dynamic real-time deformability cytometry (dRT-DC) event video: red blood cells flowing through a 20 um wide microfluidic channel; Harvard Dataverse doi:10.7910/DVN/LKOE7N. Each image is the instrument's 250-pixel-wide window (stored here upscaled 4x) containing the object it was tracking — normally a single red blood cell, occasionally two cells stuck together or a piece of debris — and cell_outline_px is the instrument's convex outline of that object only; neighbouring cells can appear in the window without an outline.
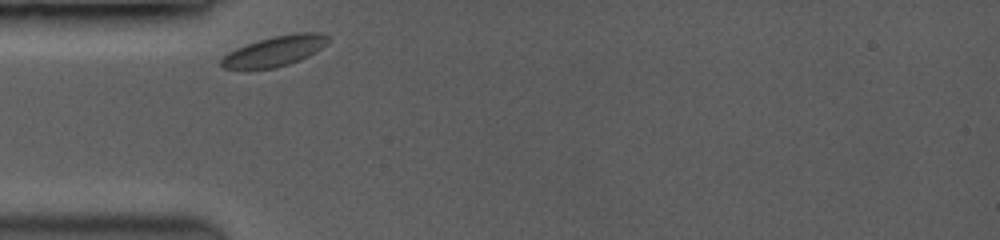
{"species": "common noctule bat (a hibernating species)", "species_latin": "Nyctalus noctula", "temperature_condition": "room temperature", "stored_images_in_passage": 6, "camera_frame_rate_fps": 3500, "um_per_image_px": 0.085, "animal": {"sex": "female", "body_mass_g": 19.0, "forearm_length_mm": 53.3}, "frame": {"image": 1, "passage_image": 1, "time_ms": 0.0, "image_size_px": [1000, 240], "cell_outline_px": [[332, 36], [328, 44], [316, 52], [300, 60], [276, 68], [244, 72], [224, 68], [220, 64], [220, 60], [228, 52], [236, 48], [260, 40], [276, 36], [296, 32], [320, 32]], "centroid_in_image_um": [23.35, 4.38], "position_along_channel_um": 61.6, "area_um2": 19.54}}
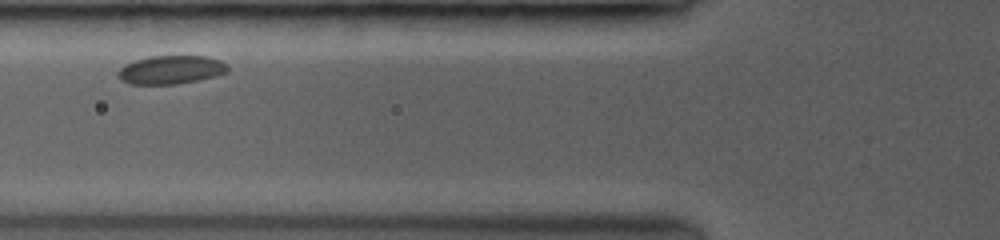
{"frame": {"image": 2, "passage_image": 3, "time_ms": 1.429, "image_size_px": [1000, 240], "cell_outline_px": [[228, 72], [216, 76], [176, 84], [128, 84], [120, 80], [116, 72], [124, 64], [132, 60], [148, 56], [208, 56], [220, 60], [228, 64]], "centroid_in_image_um": [14.5, 5.92], "position_along_channel_um": 111.3, "area_um2": 18.5}}
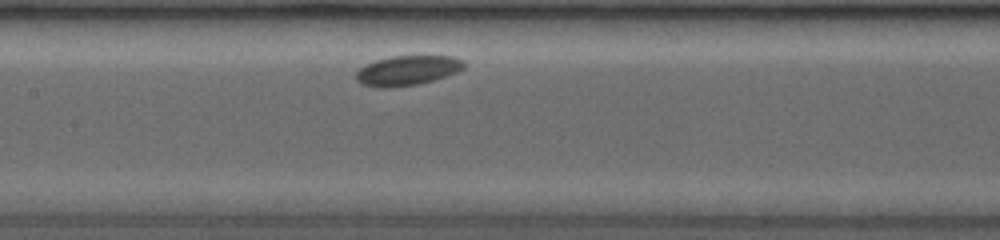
{"frame": {"image": 3, "passage_image": 6, "time_ms": 3.143, "image_size_px": [1000, 240], "cell_outline_px": [[464, 68], [456, 72], [432, 80], [416, 84], [384, 88], [380, 88], [364, 84], [356, 80], [356, 72], [364, 64], [376, 60], [392, 56], [452, 56], [464, 60]], "centroid_in_image_um": [34.61, 5.97], "position_along_channel_um": 172.8, "area_um2": 18.5}}